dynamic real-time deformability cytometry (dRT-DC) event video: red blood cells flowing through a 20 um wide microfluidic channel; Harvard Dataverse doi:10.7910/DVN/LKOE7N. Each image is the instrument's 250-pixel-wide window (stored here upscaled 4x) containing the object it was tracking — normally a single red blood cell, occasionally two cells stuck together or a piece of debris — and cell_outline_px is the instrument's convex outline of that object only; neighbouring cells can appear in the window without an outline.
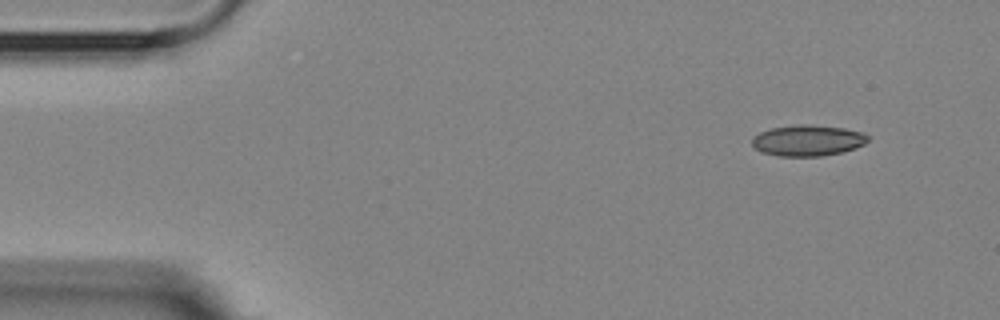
{"species": "Egyptian fruit bat (a non-hibernating species)", "species_latin": "Rousettus aegyptiacus", "temperature_condition": "room temperature", "stored_images_in_passage": 4, "camera_frame_rate_fps": 3000, "um_per_image_px": 0.085, "animal": {"sex": "female"}, "frame": {"image": 1, "passage_image": 1, "time_ms": 0.0, "image_size_px": [1000, 320], "cell_outline_px": [[868, 140], [864, 144], [856, 148], [844, 152], [820, 156], [776, 156], [760, 152], [752, 144], [752, 140], [760, 132], [772, 128], [796, 124], [808, 124], [844, 128], [864, 132], [868, 136]], "centroid_in_image_um": [68.68, 11.94], "position_along_channel_um": 16.3, "area_um2": 21.04}}